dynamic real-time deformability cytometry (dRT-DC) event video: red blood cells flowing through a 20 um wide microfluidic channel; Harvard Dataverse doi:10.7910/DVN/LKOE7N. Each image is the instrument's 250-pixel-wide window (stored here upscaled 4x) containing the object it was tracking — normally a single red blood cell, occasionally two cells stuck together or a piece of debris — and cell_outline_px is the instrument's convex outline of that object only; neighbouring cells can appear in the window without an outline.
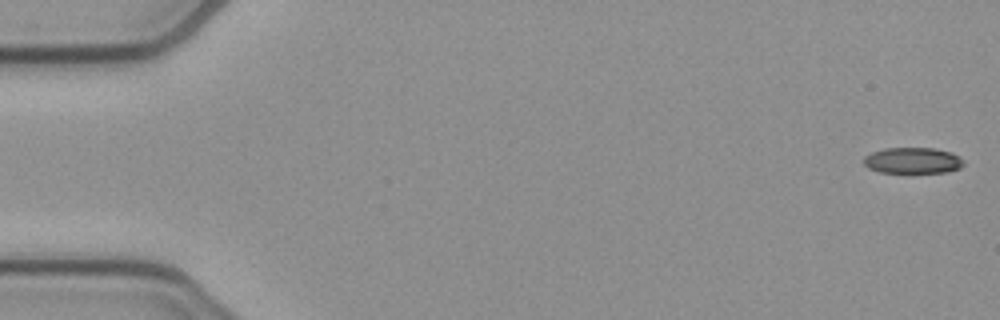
{"species": "common noctule bat (a hibernating species)", "species_latin": "Nyctalus noctula", "temperature_condition": "cold", "stored_images_in_passage": 9, "camera_frame_rate_fps": 3000, "um_per_image_px": 0.085, "animal": {"sex": "female", "body_mass_g": 21.9}, "frame": {"image": 1, "passage_image": 1, "time_ms": 0.0, "image_size_px": [1000, 320], "cell_outline_px": [[964, 164], [960, 168], [948, 172], [908, 176], [880, 172], [868, 168], [864, 164], [864, 156], [872, 152], [884, 148], [936, 148], [952, 152], [960, 156]], "centroid_in_image_um": [77.59, 13.7], "position_along_channel_um": 7.4, "area_um2": 16.18}}